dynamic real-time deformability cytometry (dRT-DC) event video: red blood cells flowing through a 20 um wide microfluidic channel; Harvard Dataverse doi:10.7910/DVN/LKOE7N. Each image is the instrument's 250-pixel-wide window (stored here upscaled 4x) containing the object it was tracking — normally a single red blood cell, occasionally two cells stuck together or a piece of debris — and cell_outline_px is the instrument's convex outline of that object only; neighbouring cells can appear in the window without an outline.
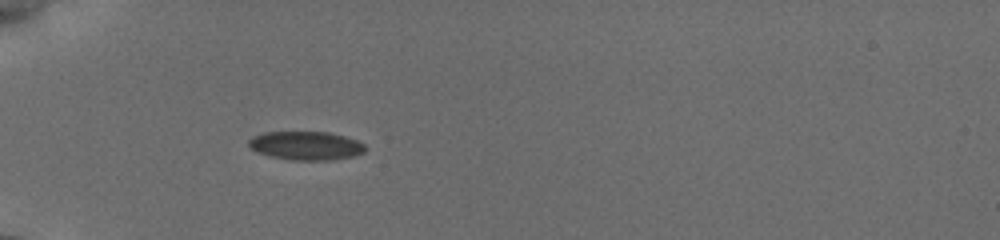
{"species": "common noctule bat (a hibernating species)", "species_latin": "Nyctalus noctula", "temperature_condition": "cold", "stored_images_in_passage": 19, "camera_frame_rate_fps": 3000, "um_per_image_px": 0.085, "animal": {"sex": "female", "body_mass_g": 19.5, "forearm_length_mm": 54.1}, "frame": {"image": 1, "passage_image": 1, "time_ms": 0.0, "image_size_px": [1000, 240], "cell_outline_px": [[364, 152], [352, 156], [328, 160], [292, 160], [268, 156], [256, 152], [248, 144], [248, 140], [252, 136], [264, 132], [328, 132], [344, 136], [356, 140], [364, 144]], "centroid_in_image_um": [25.95, 12.38], "position_along_channel_um": 59.0, "area_um2": 19.36}}
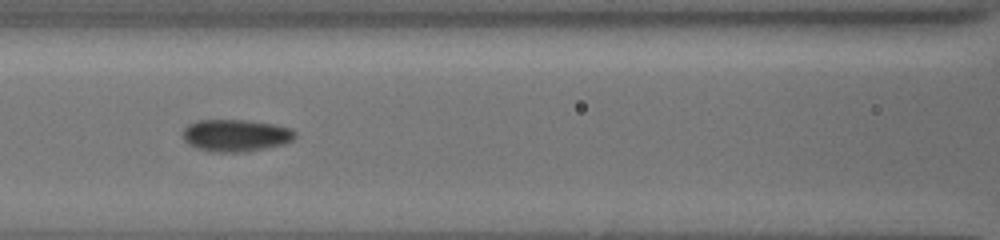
{"frame": {"image": 2, "passage_image": 14, "time_ms": 2.667, "image_size_px": [1000, 240], "cell_outline_px": [[296, 136], [292, 140], [284, 144], [244, 152], [212, 152], [196, 148], [188, 144], [180, 136], [180, 132], [188, 124], [196, 120], [244, 120], [276, 124], [292, 128], [296, 132]], "centroid_in_image_um": [20.0, 11.5], "position_along_channel_um": 146.6, "area_um2": 21.39}}
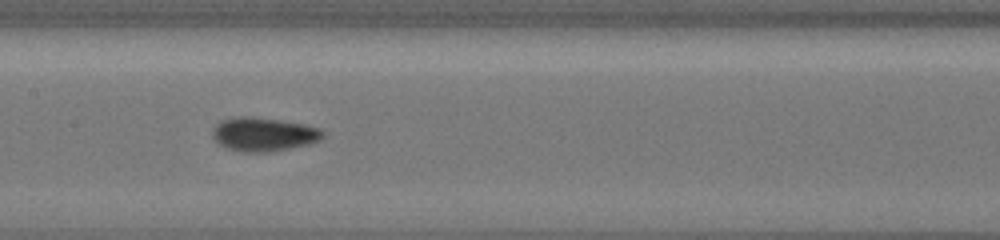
{"frame": {"image": 3, "passage_image": 18, "time_ms": 3.667, "image_size_px": [1000, 240], "cell_outline_px": [[324, 136], [320, 140], [308, 144], [268, 152], [244, 152], [228, 148], [220, 144], [212, 136], [212, 128], [220, 120], [236, 116], [252, 116], [280, 120], [320, 128], [324, 132]], "centroid_in_image_um": [22.37, 11.4], "position_along_channel_um": 185.0, "area_um2": 21.62}}